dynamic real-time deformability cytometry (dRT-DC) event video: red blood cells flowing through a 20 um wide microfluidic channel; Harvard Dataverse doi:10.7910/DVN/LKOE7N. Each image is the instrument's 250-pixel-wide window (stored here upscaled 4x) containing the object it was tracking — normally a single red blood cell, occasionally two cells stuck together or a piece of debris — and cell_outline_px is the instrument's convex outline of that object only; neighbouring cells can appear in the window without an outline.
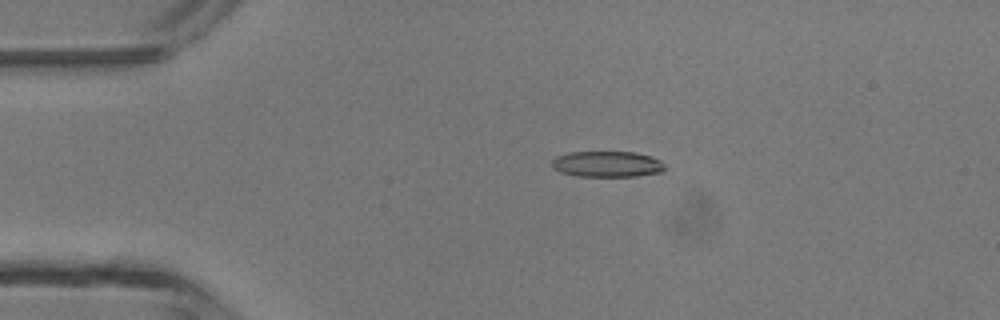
{"species": "common noctule bat (a hibernating species)", "species_latin": "Nyctalus noctula", "temperature_condition": "room temperature", "stored_images_in_passage": 3, "camera_frame_rate_fps": 3000, "um_per_image_px": 0.085, "animal": {"sex": "male", "body_mass_g": 13.3}, "frame": {"image": 1, "passage_image": 2, "time_ms": 0.333, "image_size_px": [1000, 320], "cell_outline_px": [[664, 168], [660, 172], [636, 176], [576, 176], [560, 172], [552, 168], [552, 160], [556, 156], [568, 152], [636, 152], [652, 156], [660, 160], [664, 164]], "centroid_in_image_um": [51.58, 13.94], "position_along_channel_um": 33.4, "area_um2": 17.11}}